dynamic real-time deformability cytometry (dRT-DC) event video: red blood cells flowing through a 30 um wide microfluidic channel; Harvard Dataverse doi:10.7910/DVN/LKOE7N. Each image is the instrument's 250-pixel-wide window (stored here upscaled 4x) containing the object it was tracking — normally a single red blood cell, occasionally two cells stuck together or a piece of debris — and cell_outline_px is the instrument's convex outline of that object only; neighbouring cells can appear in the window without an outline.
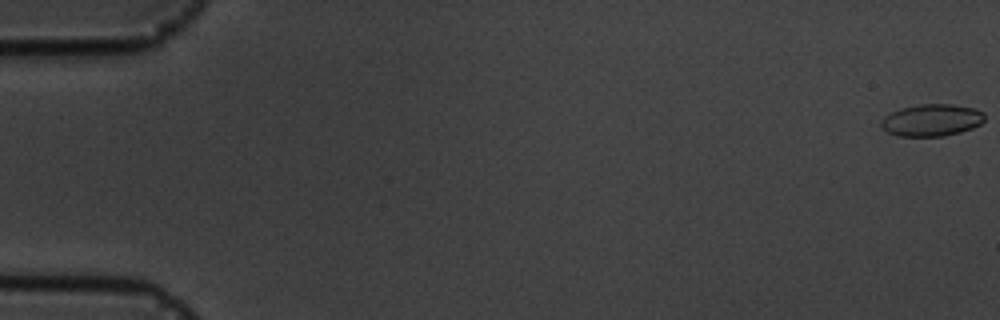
{"species": "common noctule bat (a hibernating species)", "species_latin": "Nyctalus noctula", "temperature_condition": "cold", "stored_images_in_passage": 6, "camera_frame_rate_fps": 3000, "um_per_image_px": 0.085, "animal": {"sex": "male", "body_mass_g": 19.5, "forearm_length_mm": 54.6}, "frame": {"image": 1, "passage_image": 1, "time_ms": 0.0, "image_size_px": [1000, 320], "cell_outline_px": [[984, 120], [980, 124], [972, 128], [960, 132], [944, 136], [896, 136], [888, 132], [880, 124], [880, 120], [884, 116], [900, 108], [920, 104], [952, 104], [976, 108], [984, 112]], "centroid_in_image_um": [79.2, 10.2], "position_along_channel_um": 5.8, "area_um2": 19.42}}
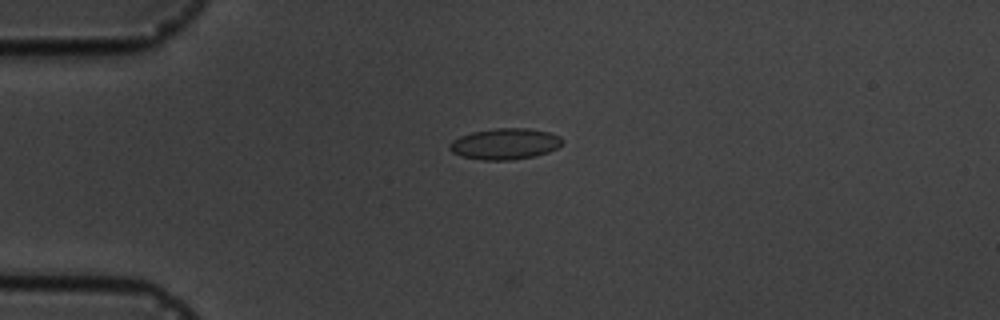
{"frame": {"image": 2, "passage_image": 5, "time_ms": 4.667, "image_size_px": [1000, 320], "cell_outline_px": [[564, 140], [556, 148], [548, 152], [532, 156], [512, 160], [484, 160], [460, 156], [452, 152], [448, 148], [448, 144], [452, 140], [460, 136], [472, 132], [496, 128], [528, 128], [548, 132], [560, 136]], "centroid_in_image_um": [42.89, 12.22], "position_along_channel_um": 42.1, "area_um2": 20.4}}